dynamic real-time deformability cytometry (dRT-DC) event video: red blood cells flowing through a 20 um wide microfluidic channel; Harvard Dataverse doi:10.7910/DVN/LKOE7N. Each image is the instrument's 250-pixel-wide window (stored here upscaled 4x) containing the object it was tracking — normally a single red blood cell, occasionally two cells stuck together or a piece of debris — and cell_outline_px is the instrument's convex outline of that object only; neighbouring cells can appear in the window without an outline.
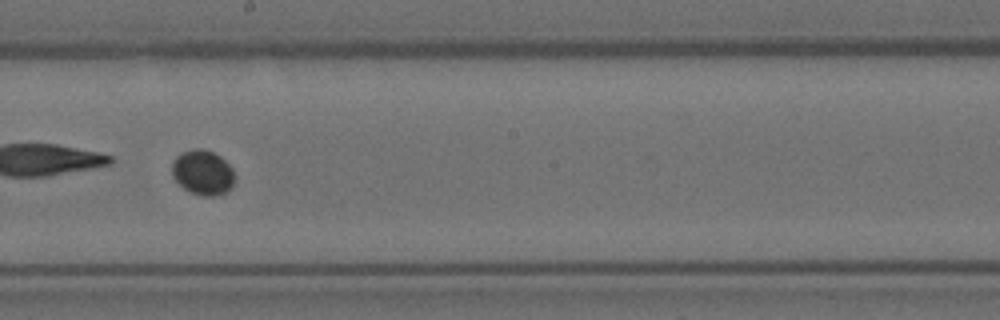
{"species": "Egyptian fruit bat (a non-hibernating species)", "species_latin": "Rousettus aegyptiacus", "temperature_condition": "room temperature", "stored_images_in_passage": 54, "camera_frame_rate_fps": 3000, "um_per_image_px": 0.085, "animal": {"sex": "female"}, "frame": {"image": 1, "passage_image": 31, "time_ms": 10.0, "image_size_px": [1000, 320], "cell_outline_px": [[236, 180], [232, 188], [228, 192], [216, 196], [204, 196], [192, 192], [184, 188], [172, 176], [172, 160], [180, 152], [196, 148], [200, 148], [212, 152], [220, 156], [232, 168], [236, 176]], "centroid_in_image_um": [17.26, 14.67], "position_along_channel_um": 230.9, "area_um2": 16.65}}